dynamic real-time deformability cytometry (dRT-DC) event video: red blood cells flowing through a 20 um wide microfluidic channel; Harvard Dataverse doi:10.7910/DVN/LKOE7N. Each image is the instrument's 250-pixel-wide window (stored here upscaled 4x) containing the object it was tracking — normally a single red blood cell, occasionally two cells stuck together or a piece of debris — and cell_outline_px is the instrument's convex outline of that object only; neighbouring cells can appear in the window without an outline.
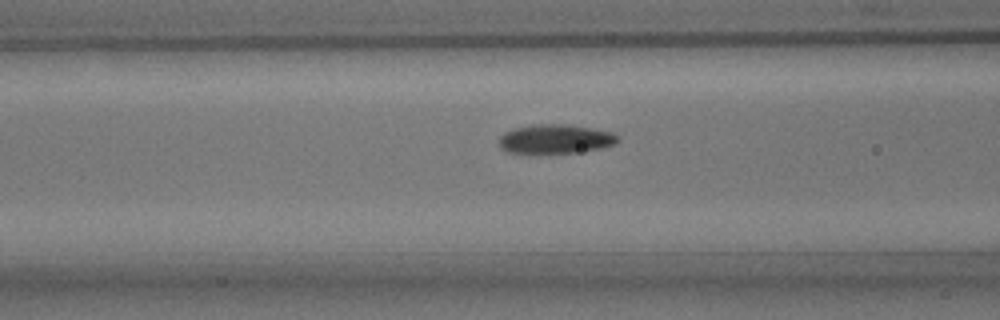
{"species": "common noctule bat (a hibernating species)", "species_latin": "Nyctalus noctula", "temperature_condition": "room temperature", "stored_images_in_passage": 14, "camera_frame_rate_fps": 3000, "um_per_image_px": 0.085, "animal": {"sex": "male", "body_mass_g": 15.6}, "frame": {"image": 1, "passage_image": 12, "time_ms": 3.667, "image_size_px": [1000, 320], "cell_outline_px": [[620, 140], [616, 144], [600, 148], [576, 152], [528, 156], [504, 152], [500, 148], [500, 136], [504, 132], [512, 128], [532, 124], [568, 124], [592, 128], [612, 132]], "centroid_in_image_um": [47.11, 11.85], "position_along_channel_um": 119.5, "area_um2": 21.1}}